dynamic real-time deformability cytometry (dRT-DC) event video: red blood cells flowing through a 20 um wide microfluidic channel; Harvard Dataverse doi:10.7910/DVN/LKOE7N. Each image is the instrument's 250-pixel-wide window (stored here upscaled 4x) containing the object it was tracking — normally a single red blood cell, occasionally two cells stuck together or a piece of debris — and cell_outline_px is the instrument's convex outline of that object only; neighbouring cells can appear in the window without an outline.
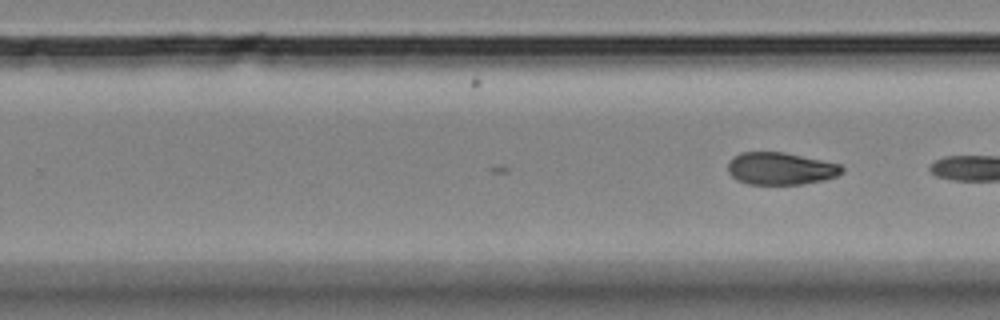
{"species": "Egyptian fruit bat (a non-hibernating species)", "species_latin": "Rousettus aegyptiacus", "temperature_condition": "room temperature", "stored_images_in_passage": 32, "camera_frame_rate_fps": 3000, "um_per_image_px": 0.085, "animal": {"sex": "female"}, "frame": {"image": 1, "passage_image": 32, "time_ms": 10.333, "image_size_px": [1000, 320], "cell_outline_px": [[844, 172], [836, 176], [824, 180], [804, 184], [748, 184], [736, 180], [728, 172], [728, 160], [732, 156], [740, 152], [784, 152], [840, 164], [844, 168]], "centroid_in_image_um": [66.33, 14.33], "position_along_channel_um": 263.5, "area_um2": 21.68}}